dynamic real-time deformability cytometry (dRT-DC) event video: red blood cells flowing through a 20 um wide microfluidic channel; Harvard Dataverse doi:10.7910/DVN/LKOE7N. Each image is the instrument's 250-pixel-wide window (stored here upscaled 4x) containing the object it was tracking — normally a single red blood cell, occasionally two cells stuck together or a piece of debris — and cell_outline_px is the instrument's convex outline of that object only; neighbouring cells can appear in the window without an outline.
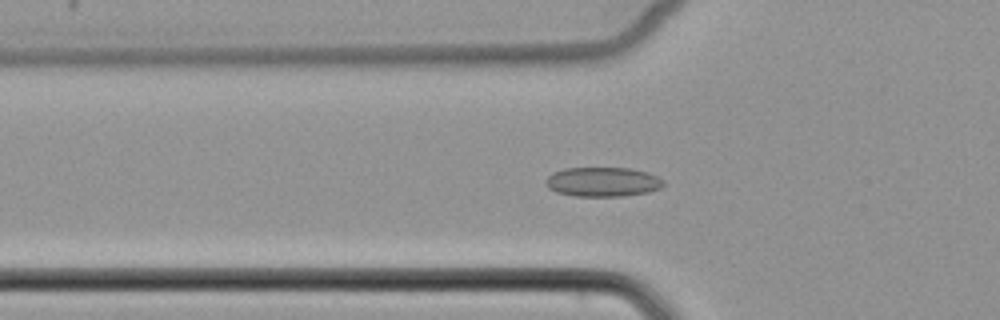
{"species": "common noctule bat (a hibernating species)", "species_latin": "Nyctalus noctula", "temperature_condition": "cold", "stored_images_in_passage": 43, "camera_frame_rate_fps": 3000, "um_per_image_px": 0.085, "animal": {"sex": "female", "body_mass_g": 22.7, "forearm_length_mm": 54.2}, "frame": {"image": 1, "passage_image": 8, "time_ms": 2.333, "image_size_px": [1000, 320], "cell_outline_px": [[664, 184], [660, 188], [648, 192], [624, 196], [576, 196], [556, 192], [548, 188], [544, 180], [552, 172], [564, 168], [632, 168], [648, 172], [664, 180]], "centroid_in_image_um": [51.22, 15.45], "position_along_channel_um": 74.6, "area_um2": 20.35}}
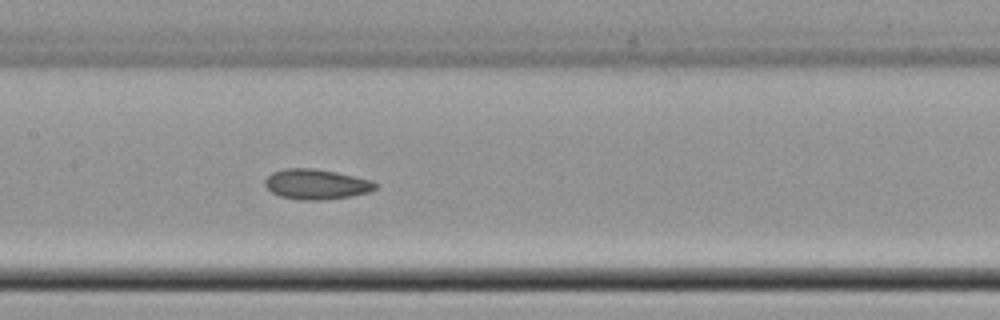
{"frame": {"image": 2, "passage_image": 16, "time_ms": 5.0, "image_size_px": [1000, 320], "cell_outline_px": [[380, 184], [376, 188], [368, 192], [348, 196], [320, 200], [296, 200], [280, 196], [272, 192], [264, 184], [264, 180], [272, 172], [284, 168], [316, 168], [336, 172], [372, 180]], "centroid_in_image_um": [26.87, 15.65], "position_along_channel_um": 180.5, "area_um2": 19.48}}
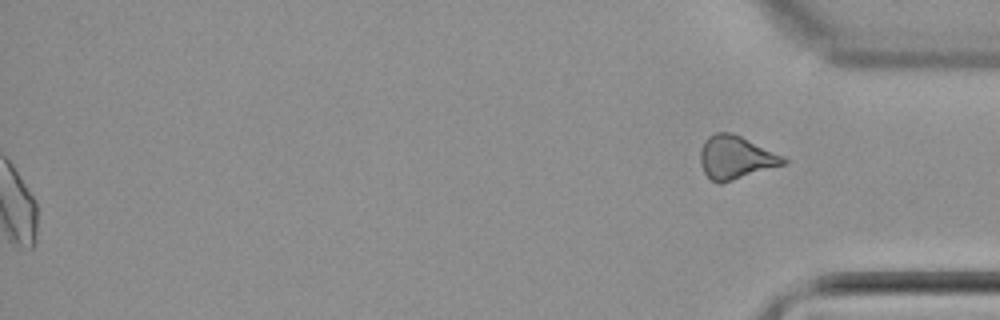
{"frame": {"image": 3, "passage_image": 43, "time_ms": 14.0, "image_size_px": [1000, 320], "cell_outline_px": [[788, 164], [720, 184], [712, 180], [704, 172], [700, 164], [700, 152], [704, 140], [708, 136], [716, 132], [728, 132], [740, 136], [784, 156], [788, 160]], "centroid_in_image_um": [62.55, 13.4], "position_along_channel_um": 372.7, "area_um2": 21.04}}